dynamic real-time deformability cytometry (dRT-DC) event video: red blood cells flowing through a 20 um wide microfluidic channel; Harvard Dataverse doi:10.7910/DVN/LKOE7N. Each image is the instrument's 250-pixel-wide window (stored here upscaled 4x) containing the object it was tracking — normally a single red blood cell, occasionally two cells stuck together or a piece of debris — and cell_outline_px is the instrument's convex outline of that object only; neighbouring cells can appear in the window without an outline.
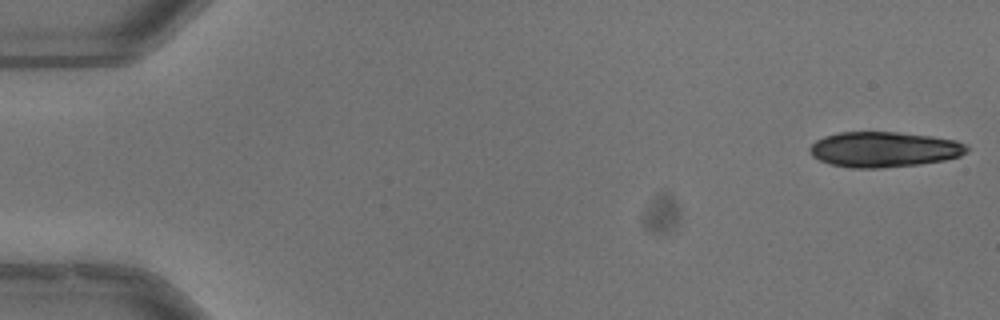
{"species": "common noctule bat (a hibernating species)", "species_latin": "Nyctalus noctula", "temperature_condition": "warm", "stored_images_in_passage": 18, "camera_frame_rate_fps": 3000, "um_per_image_px": 0.085, "animal": {"sex": "male", "body_mass_g": 13.3}, "frame": {"image": 1, "passage_image": 1, "time_ms": 0.0, "image_size_px": [1000, 320], "cell_outline_px": [[968, 152], [960, 156], [944, 160], [920, 164], [880, 168], [848, 168], [828, 164], [812, 156], [808, 148], [816, 140], [824, 136], [840, 132], [896, 132], [932, 136], [956, 140], [968, 144]], "centroid_in_image_um": [75.14, 12.7], "position_along_channel_um": 9.9, "area_um2": 32.66}}